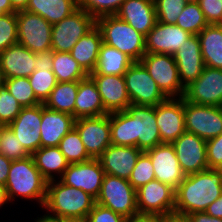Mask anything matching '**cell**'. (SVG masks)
Listing matches in <instances>:
<instances>
[{
    "mask_svg": "<svg viewBox=\"0 0 222 222\" xmlns=\"http://www.w3.org/2000/svg\"><path fill=\"white\" fill-rule=\"evenodd\" d=\"M61 222H89L87 217L83 218H65L61 219Z\"/></svg>",
    "mask_w": 222,
    "mask_h": 222,
    "instance_id": "cell-58",
    "label": "cell"
},
{
    "mask_svg": "<svg viewBox=\"0 0 222 222\" xmlns=\"http://www.w3.org/2000/svg\"><path fill=\"white\" fill-rule=\"evenodd\" d=\"M96 84L108 113L124 111L131 105L123 75L89 74Z\"/></svg>",
    "mask_w": 222,
    "mask_h": 222,
    "instance_id": "cell-21",
    "label": "cell"
},
{
    "mask_svg": "<svg viewBox=\"0 0 222 222\" xmlns=\"http://www.w3.org/2000/svg\"><path fill=\"white\" fill-rule=\"evenodd\" d=\"M74 127L77 129L81 141L92 159H97L111 145L110 113L75 119Z\"/></svg>",
    "mask_w": 222,
    "mask_h": 222,
    "instance_id": "cell-14",
    "label": "cell"
},
{
    "mask_svg": "<svg viewBox=\"0 0 222 222\" xmlns=\"http://www.w3.org/2000/svg\"><path fill=\"white\" fill-rule=\"evenodd\" d=\"M47 180L35 166L32 156L14 160L8 173L5 188L9 201L15 197L35 200L43 207L46 199Z\"/></svg>",
    "mask_w": 222,
    "mask_h": 222,
    "instance_id": "cell-4",
    "label": "cell"
},
{
    "mask_svg": "<svg viewBox=\"0 0 222 222\" xmlns=\"http://www.w3.org/2000/svg\"><path fill=\"white\" fill-rule=\"evenodd\" d=\"M153 164L155 179L177 189L184 180L179 161L171 143H161L145 151Z\"/></svg>",
    "mask_w": 222,
    "mask_h": 222,
    "instance_id": "cell-17",
    "label": "cell"
},
{
    "mask_svg": "<svg viewBox=\"0 0 222 222\" xmlns=\"http://www.w3.org/2000/svg\"><path fill=\"white\" fill-rule=\"evenodd\" d=\"M12 160L0 154V185L5 186Z\"/></svg>",
    "mask_w": 222,
    "mask_h": 222,
    "instance_id": "cell-50",
    "label": "cell"
},
{
    "mask_svg": "<svg viewBox=\"0 0 222 222\" xmlns=\"http://www.w3.org/2000/svg\"><path fill=\"white\" fill-rule=\"evenodd\" d=\"M5 86L23 108L41 104L33 92L28 77L5 79Z\"/></svg>",
    "mask_w": 222,
    "mask_h": 222,
    "instance_id": "cell-37",
    "label": "cell"
},
{
    "mask_svg": "<svg viewBox=\"0 0 222 222\" xmlns=\"http://www.w3.org/2000/svg\"><path fill=\"white\" fill-rule=\"evenodd\" d=\"M156 122L162 143H172L185 130L184 99L168 98L156 105Z\"/></svg>",
    "mask_w": 222,
    "mask_h": 222,
    "instance_id": "cell-18",
    "label": "cell"
},
{
    "mask_svg": "<svg viewBox=\"0 0 222 222\" xmlns=\"http://www.w3.org/2000/svg\"><path fill=\"white\" fill-rule=\"evenodd\" d=\"M22 108L4 85L0 89V125L8 126L18 116Z\"/></svg>",
    "mask_w": 222,
    "mask_h": 222,
    "instance_id": "cell-44",
    "label": "cell"
},
{
    "mask_svg": "<svg viewBox=\"0 0 222 222\" xmlns=\"http://www.w3.org/2000/svg\"><path fill=\"white\" fill-rule=\"evenodd\" d=\"M0 2H10V0H0Z\"/></svg>",
    "mask_w": 222,
    "mask_h": 222,
    "instance_id": "cell-62",
    "label": "cell"
},
{
    "mask_svg": "<svg viewBox=\"0 0 222 222\" xmlns=\"http://www.w3.org/2000/svg\"><path fill=\"white\" fill-rule=\"evenodd\" d=\"M5 79L29 77L35 71L36 53L17 43L0 53Z\"/></svg>",
    "mask_w": 222,
    "mask_h": 222,
    "instance_id": "cell-26",
    "label": "cell"
},
{
    "mask_svg": "<svg viewBox=\"0 0 222 222\" xmlns=\"http://www.w3.org/2000/svg\"><path fill=\"white\" fill-rule=\"evenodd\" d=\"M109 114L102 103L99 90L88 76L79 81L75 99L74 118L96 117Z\"/></svg>",
    "mask_w": 222,
    "mask_h": 222,
    "instance_id": "cell-27",
    "label": "cell"
},
{
    "mask_svg": "<svg viewBox=\"0 0 222 222\" xmlns=\"http://www.w3.org/2000/svg\"><path fill=\"white\" fill-rule=\"evenodd\" d=\"M182 98L192 104L222 107V69L205 66L201 75L185 87Z\"/></svg>",
    "mask_w": 222,
    "mask_h": 222,
    "instance_id": "cell-13",
    "label": "cell"
},
{
    "mask_svg": "<svg viewBox=\"0 0 222 222\" xmlns=\"http://www.w3.org/2000/svg\"><path fill=\"white\" fill-rule=\"evenodd\" d=\"M155 179L153 164L150 157L143 152L135 164L131 176L128 179L131 186L137 190L141 186Z\"/></svg>",
    "mask_w": 222,
    "mask_h": 222,
    "instance_id": "cell-40",
    "label": "cell"
},
{
    "mask_svg": "<svg viewBox=\"0 0 222 222\" xmlns=\"http://www.w3.org/2000/svg\"><path fill=\"white\" fill-rule=\"evenodd\" d=\"M78 8V0H29L27 11L43 17L51 25L60 22Z\"/></svg>",
    "mask_w": 222,
    "mask_h": 222,
    "instance_id": "cell-31",
    "label": "cell"
},
{
    "mask_svg": "<svg viewBox=\"0 0 222 222\" xmlns=\"http://www.w3.org/2000/svg\"><path fill=\"white\" fill-rule=\"evenodd\" d=\"M103 43L125 53L135 62H139L145 50V36L119 19L116 15H105L96 18Z\"/></svg>",
    "mask_w": 222,
    "mask_h": 222,
    "instance_id": "cell-5",
    "label": "cell"
},
{
    "mask_svg": "<svg viewBox=\"0 0 222 222\" xmlns=\"http://www.w3.org/2000/svg\"><path fill=\"white\" fill-rule=\"evenodd\" d=\"M160 215H148V214H137L134 217L128 218L127 222H160Z\"/></svg>",
    "mask_w": 222,
    "mask_h": 222,
    "instance_id": "cell-52",
    "label": "cell"
},
{
    "mask_svg": "<svg viewBox=\"0 0 222 222\" xmlns=\"http://www.w3.org/2000/svg\"><path fill=\"white\" fill-rule=\"evenodd\" d=\"M179 165L187 176L209 169L206 154V141L199 136L185 131L171 143Z\"/></svg>",
    "mask_w": 222,
    "mask_h": 222,
    "instance_id": "cell-15",
    "label": "cell"
},
{
    "mask_svg": "<svg viewBox=\"0 0 222 222\" xmlns=\"http://www.w3.org/2000/svg\"><path fill=\"white\" fill-rule=\"evenodd\" d=\"M115 15L144 36L157 23L154 0H125Z\"/></svg>",
    "mask_w": 222,
    "mask_h": 222,
    "instance_id": "cell-25",
    "label": "cell"
},
{
    "mask_svg": "<svg viewBox=\"0 0 222 222\" xmlns=\"http://www.w3.org/2000/svg\"><path fill=\"white\" fill-rule=\"evenodd\" d=\"M1 139H2V125H0V148H1Z\"/></svg>",
    "mask_w": 222,
    "mask_h": 222,
    "instance_id": "cell-60",
    "label": "cell"
},
{
    "mask_svg": "<svg viewBox=\"0 0 222 222\" xmlns=\"http://www.w3.org/2000/svg\"><path fill=\"white\" fill-rule=\"evenodd\" d=\"M0 154L14 161L29 157L30 154L25 150L21 142L13 133L9 126L2 125V139Z\"/></svg>",
    "mask_w": 222,
    "mask_h": 222,
    "instance_id": "cell-39",
    "label": "cell"
},
{
    "mask_svg": "<svg viewBox=\"0 0 222 222\" xmlns=\"http://www.w3.org/2000/svg\"><path fill=\"white\" fill-rule=\"evenodd\" d=\"M135 61L118 49L102 43L97 66L91 74L124 75Z\"/></svg>",
    "mask_w": 222,
    "mask_h": 222,
    "instance_id": "cell-32",
    "label": "cell"
},
{
    "mask_svg": "<svg viewBox=\"0 0 222 222\" xmlns=\"http://www.w3.org/2000/svg\"><path fill=\"white\" fill-rule=\"evenodd\" d=\"M52 72L57 82L81 81L89 76L70 52L53 51Z\"/></svg>",
    "mask_w": 222,
    "mask_h": 222,
    "instance_id": "cell-34",
    "label": "cell"
},
{
    "mask_svg": "<svg viewBox=\"0 0 222 222\" xmlns=\"http://www.w3.org/2000/svg\"><path fill=\"white\" fill-rule=\"evenodd\" d=\"M18 43L33 53L51 50L52 25L27 10L17 12Z\"/></svg>",
    "mask_w": 222,
    "mask_h": 222,
    "instance_id": "cell-11",
    "label": "cell"
},
{
    "mask_svg": "<svg viewBox=\"0 0 222 222\" xmlns=\"http://www.w3.org/2000/svg\"><path fill=\"white\" fill-rule=\"evenodd\" d=\"M74 124L75 118L71 114L48 109L41 103V147L58 146Z\"/></svg>",
    "mask_w": 222,
    "mask_h": 222,
    "instance_id": "cell-24",
    "label": "cell"
},
{
    "mask_svg": "<svg viewBox=\"0 0 222 222\" xmlns=\"http://www.w3.org/2000/svg\"><path fill=\"white\" fill-rule=\"evenodd\" d=\"M139 214L169 215L174 213L175 189L156 179L136 190Z\"/></svg>",
    "mask_w": 222,
    "mask_h": 222,
    "instance_id": "cell-12",
    "label": "cell"
},
{
    "mask_svg": "<svg viewBox=\"0 0 222 222\" xmlns=\"http://www.w3.org/2000/svg\"><path fill=\"white\" fill-rule=\"evenodd\" d=\"M208 24H222V0H199Z\"/></svg>",
    "mask_w": 222,
    "mask_h": 222,
    "instance_id": "cell-46",
    "label": "cell"
},
{
    "mask_svg": "<svg viewBox=\"0 0 222 222\" xmlns=\"http://www.w3.org/2000/svg\"><path fill=\"white\" fill-rule=\"evenodd\" d=\"M221 195L222 169H207L187 175L175 190L174 213L186 216L206 211Z\"/></svg>",
    "mask_w": 222,
    "mask_h": 222,
    "instance_id": "cell-2",
    "label": "cell"
},
{
    "mask_svg": "<svg viewBox=\"0 0 222 222\" xmlns=\"http://www.w3.org/2000/svg\"><path fill=\"white\" fill-rule=\"evenodd\" d=\"M205 212L212 217L222 219V195L210 204Z\"/></svg>",
    "mask_w": 222,
    "mask_h": 222,
    "instance_id": "cell-51",
    "label": "cell"
},
{
    "mask_svg": "<svg viewBox=\"0 0 222 222\" xmlns=\"http://www.w3.org/2000/svg\"><path fill=\"white\" fill-rule=\"evenodd\" d=\"M7 202H10L7 196V190L5 186L0 185V208L5 205V203L7 204Z\"/></svg>",
    "mask_w": 222,
    "mask_h": 222,
    "instance_id": "cell-57",
    "label": "cell"
},
{
    "mask_svg": "<svg viewBox=\"0 0 222 222\" xmlns=\"http://www.w3.org/2000/svg\"><path fill=\"white\" fill-rule=\"evenodd\" d=\"M125 0H78V7L95 19L105 15H115Z\"/></svg>",
    "mask_w": 222,
    "mask_h": 222,
    "instance_id": "cell-41",
    "label": "cell"
},
{
    "mask_svg": "<svg viewBox=\"0 0 222 222\" xmlns=\"http://www.w3.org/2000/svg\"><path fill=\"white\" fill-rule=\"evenodd\" d=\"M185 130L205 141L222 133V107L189 103L184 100Z\"/></svg>",
    "mask_w": 222,
    "mask_h": 222,
    "instance_id": "cell-10",
    "label": "cell"
},
{
    "mask_svg": "<svg viewBox=\"0 0 222 222\" xmlns=\"http://www.w3.org/2000/svg\"><path fill=\"white\" fill-rule=\"evenodd\" d=\"M96 203L111 209L126 219L139 214L136 190L124 178L105 174Z\"/></svg>",
    "mask_w": 222,
    "mask_h": 222,
    "instance_id": "cell-6",
    "label": "cell"
},
{
    "mask_svg": "<svg viewBox=\"0 0 222 222\" xmlns=\"http://www.w3.org/2000/svg\"><path fill=\"white\" fill-rule=\"evenodd\" d=\"M95 204L96 199L91 195L55 179L47 182L46 199L42 209L61 219L83 218L88 217Z\"/></svg>",
    "mask_w": 222,
    "mask_h": 222,
    "instance_id": "cell-3",
    "label": "cell"
},
{
    "mask_svg": "<svg viewBox=\"0 0 222 222\" xmlns=\"http://www.w3.org/2000/svg\"><path fill=\"white\" fill-rule=\"evenodd\" d=\"M89 222H127V219L111 209L95 204L88 214Z\"/></svg>",
    "mask_w": 222,
    "mask_h": 222,
    "instance_id": "cell-47",
    "label": "cell"
},
{
    "mask_svg": "<svg viewBox=\"0 0 222 222\" xmlns=\"http://www.w3.org/2000/svg\"><path fill=\"white\" fill-rule=\"evenodd\" d=\"M156 81L160 90L168 98H182L185 88L179 79L178 68L171 54L146 52L139 61Z\"/></svg>",
    "mask_w": 222,
    "mask_h": 222,
    "instance_id": "cell-8",
    "label": "cell"
},
{
    "mask_svg": "<svg viewBox=\"0 0 222 222\" xmlns=\"http://www.w3.org/2000/svg\"><path fill=\"white\" fill-rule=\"evenodd\" d=\"M13 12L15 11L13 10L11 2H0V17Z\"/></svg>",
    "mask_w": 222,
    "mask_h": 222,
    "instance_id": "cell-55",
    "label": "cell"
},
{
    "mask_svg": "<svg viewBox=\"0 0 222 222\" xmlns=\"http://www.w3.org/2000/svg\"><path fill=\"white\" fill-rule=\"evenodd\" d=\"M36 98L44 103L57 84V79L49 68L35 69L28 77Z\"/></svg>",
    "mask_w": 222,
    "mask_h": 222,
    "instance_id": "cell-38",
    "label": "cell"
},
{
    "mask_svg": "<svg viewBox=\"0 0 222 222\" xmlns=\"http://www.w3.org/2000/svg\"><path fill=\"white\" fill-rule=\"evenodd\" d=\"M157 21L176 24L187 2L185 0H154Z\"/></svg>",
    "mask_w": 222,
    "mask_h": 222,
    "instance_id": "cell-42",
    "label": "cell"
},
{
    "mask_svg": "<svg viewBox=\"0 0 222 222\" xmlns=\"http://www.w3.org/2000/svg\"><path fill=\"white\" fill-rule=\"evenodd\" d=\"M78 84L79 81L57 82L43 105L48 109L65 112L74 117Z\"/></svg>",
    "mask_w": 222,
    "mask_h": 222,
    "instance_id": "cell-33",
    "label": "cell"
},
{
    "mask_svg": "<svg viewBox=\"0 0 222 222\" xmlns=\"http://www.w3.org/2000/svg\"><path fill=\"white\" fill-rule=\"evenodd\" d=\"M104 175L105 172L99 160L91 159L82 163L69 164L60 180L97 199Z\"/></svg>",
    "mask_w": 222,
    "mask_h": 222,
    "instance_id": "cell-16",
    "label": "cell"
},
{
    "mask_svg": "<svg viewBox=\"0 0 222 222\" xmlns=\"http://www.w3.org/2000/svg\"><path fill=\"white\" fill-rule=\"evenodd\" d=\"M123 76L131 104L156 106L168 99L140 62H134Z\"/></svg>",
    "mask_w": 222,
    "mask_h": 222,
    "instance_id": "cell-9",
    "label": "cell"
},
{
    "mask_svg": "<svg viewBox=\"0 0 222 222\" xmlns=\"http://www.w3.org/2000/svg\"><path fill=\"white\" fill-rule=\"evenodd\" d=\"M41 104L24 107L8 125L25 150L32 155L41 147Z\"/></svg>",
    "mask_w": 222,
    "mask_h": 222,
    "instance_id": "cell-20",
    "label": "cell"
},
{
    "mask_svg": "<svg viewBox=\"0 0 222 222\" xmlns=\"http://www.w3.org/2000/svg\"><path fill=\"white\" fill-rule=\"evenodd\" d=\"M18 43L17 12L0 17V53Z\"/></svg>",
    "mask_w": 222,
    "mask_h": 222,
    "instance_id": "cell-43",
    "label": "cell"
},
{
    "mask_svg": "<svg viewBox=\"0 0 222 222\" xmlns=\"http://www.w3.org/2000/svg\"><path fill=\"white\" fill-rule=\"evenodd\" d=\"M5 85V76L0 62V89Z\"/></svg>",
    "mask_w": 222,
    "mask_h": 222,
    "instance_id": "cell-59",
    "label": "cell"
},
{
    "mask_svg": "<svg viewBox=\"0 0 222 222\" xmlns=\"http://www.w3.org/2000/svg\"><path fill=\"white\" fill-rule=\"evenodd\" d=\"M58 147L69 164L82 163L92 159L75 127L61 139Z\"/></svg>",
    "mask_w": 222,
    "mask_h": 222,
    "instance_id": "cell-35",
    "label": "cell"
},
{
    "mask_svg": "<svg viewBox=\"0 0 222 222\" xmlns=\"http://www.w3.org/2000/svg\"><path fill=\"white\" fill-rule=\"evenodd\" d=\"M206 154L209 169H222V133L206 141Z\"/></svg>",
    "mask_w": 222,
    "mask_h": 222,
    "instance_id": "cell-45",
    "label": "cell"
},
{
    "mask_svg": "<svg viewBox=\"0 0 222 222\" xmlns=\"http://www.w3.org/2000/svg\"><path fill=\"white\" fill-rule=\"evenodd\" d=\"M95 25L96 19L78 7L69 16L52 25L51 50L70 52Z\"/></svg>",
    "mask_w": 222,
    "mask_h": 222,
    "instance_id": "cell-7",
    "label": "cell"
},
{
    "mask_svg": "<svg viewBox=\"0 0 222 222\" xmlns=\"http://www.w3.org/2000/svg\"><path fill=\"white\" fill-rule=\"evenodd\" d=\"M190 36L192 34L176 24H165L157 21L145 36V50L148 53L173 55Z\"/></svg>",
    "mask_w": 222,
    "mask_h": 222,
    "instance_id": "cell-19",
    "label": "cell"
},
{
    "mask_svg": "<svg viewBox=\"0 0 222 222\" xmlns=\"http://www.w3.org/2000/svg\"><path fill=\"white\" fill-rule=\"evenodd\" d=\"M35 166L47 180H55L56 174L61 178L69 163L58 146L40 147L32 155ZM54 173V174H52Z\"/></svg>",
    "mask_w": 222,
    "mask_h": 222,
    "instance_id": "cell-30",
    "label": "cell"
},
{
    "mask_svg": "<svg viewBox=\"0 0 222 222\" xmlns=\"http://www.w3.org/2000/svg\"><path fill=\"white\" fill-rule=\"evenodd\" d=\"M102 43L100 29L95 25L85 36L79 39L70 51L71 56L88 75L94 72L97 66Z\"/></svg>",
    "mask_w": 222,
    "mask_h": 222,
    "instance_id": "cell-28",
    "label": "cell"
},
{
    "mask_svg": "<svg viewBox=\"0 0 222 222\" xmlns=\"http://www.w3.org/2000/svg\"><path fill=\"white\" fill-rule=\"evenodd\" d=\"M111 144L135 146L142 152L161 144L156 106L131 104L126 110L110 113Z\"/></svg>",
    "mask_w": 222,
    "mask_h": 222,
    "instance_id": "cell-1",
    "label": "cell"
},
{
    "mask_svg": "<svg viewBox=\"0 0 222 222\" xmlns=\"http://www.w3.org/2000/svg\"><path fill=\"white\" fill-rule=\"evenodd\" d=\"M173 56L179 79L185 88L194 82L205 68L198 35L190 36Z\"/></svg>",
    "mask_w": 222,
    "mask_h": 222,
    "instance_id": "cell-22",
    "label": "cell"
},
{
    "mask_svg": "<svg viewBox=\"0 0 222 222\" xmlns=\"http://www.w3.org/2000/svg\"><path fill=\"white\" fill-rule=\"evenodd\" d=\"M160 222H190L187 216L178 215V214H169L161 216Z\"/></svg>",
    "mask_w": 222,
    "mask_h": 222,
    "instance_id": "cell-53",
    "label": "cell"
},
{
    "mask_svg": "<svg viewBox=\"0 0 222 222\" xmlns=\"http://www.w3.org/2000/svg\"><path fill=\"white\" fill-rule=\"evenodd\" d=\"M37 218V220H34L35 222H61V218L52 216L48 213Z\"/></svg>",
    "mask_w": 222,
    "mask_h": 222,
    "instance_id": "cell-56",
    "label": "cell"
},
{
    "mask_svg": "<svg viewBox=\"0 0 222 222\" xmlns=\"http://www.w3.org/2000/svg\"><path fill=\"white\" fill-rule=\"evenodd\" d=\"M198 37L205 66L222 69V24H208Z\"/></svg>",
    "mask_w": 222,
    "mask_h": 222,
    "instance_id": "cell-29",
    "label": "cell"
},
{
    "mask_svg": "<svg viewBox=\"0 0 222 222\" xmlns=\"http://www.w3.org/2000/svg\"><path fill=\"white\" fill-rule=\"evenodd\" d=\"M15 12L26 10L29 0H10Z\"/></svg>",
    "mask_w": 222,
    "mask_h": 222,
    "instance_id": "cell-54",
    "label": "cell"
},
{
    "mask_svg": "<svg viewBox=\"0 0 222 222\" xmlns=\"http://www.w3.org/2000/svg\"><path fill=\"white\" fill-rule=\"evenodd\" d=\"M176 25L192 35H198L207 25L198 2L187 3L178 16Z\"/></svg>",
    "mask_w": 222,
    "mask_h": 222,
    "instance_id": "cell-36",
    "label": "cell"
},
{
    "mask_svg": "<svg viewBox=\"0 0 222 222\" xmlns=\"http://www.w3.org/2000/svg\"><path fill=\"white\" fill-rule=\"evenodd\" d=\"M143 152L135 146H108L97 158L105 174L129 179L138 157Z\"/></svg>",
    "mask_w": 222,
    "mask_h": 222,
    "instance_id": "cell-23",
    "label": "cell"
},
{
    "mask_svg": "<svg viewBox=\"0 0 222 222\" xmlns=\"http://www.w3.org/2000/svg\"><path fill=\"white\" fill-rule=\"evenodd\" d=\"M187 3H191V2H199V0H185Z\"/></svg>",
    "mask_w": 222,
    "mask_h": 222,
    "instance_id": "cell-61",
    "label": "cell"
},
{
    "mask_svg": "<svg viewBox=\"0 0 222 222\" xmlns=\"http://www.w3.org/2000/svg\"><path fill=\"white\" fill-rule=\"evenodd\" d=\"M186 216L190 222H222L221 218L212 217L205 211L189 213Z\"/></svg>",
    "mask_w": 222,
    "mask_h": 222,
    "instance_id": "cell-49",
    "label": "cell"
},
{
    "mask_svg": "<svg viewBox=\"0 0 222 222\" xmlns=\"http://www.w3.org/2000/svg\"><path fill=\"white\" fill-rule=\"evenodd\" d=\"M36 56H37V62L35 63V69L49 68L50 70H52L53 67L52 50L36 53Z\"/></svg>",
    "mask_w": 222,
    "mask_h": 222,
    "instance_id": "cell-48",
    "label": "cell"
}]
</instances>
